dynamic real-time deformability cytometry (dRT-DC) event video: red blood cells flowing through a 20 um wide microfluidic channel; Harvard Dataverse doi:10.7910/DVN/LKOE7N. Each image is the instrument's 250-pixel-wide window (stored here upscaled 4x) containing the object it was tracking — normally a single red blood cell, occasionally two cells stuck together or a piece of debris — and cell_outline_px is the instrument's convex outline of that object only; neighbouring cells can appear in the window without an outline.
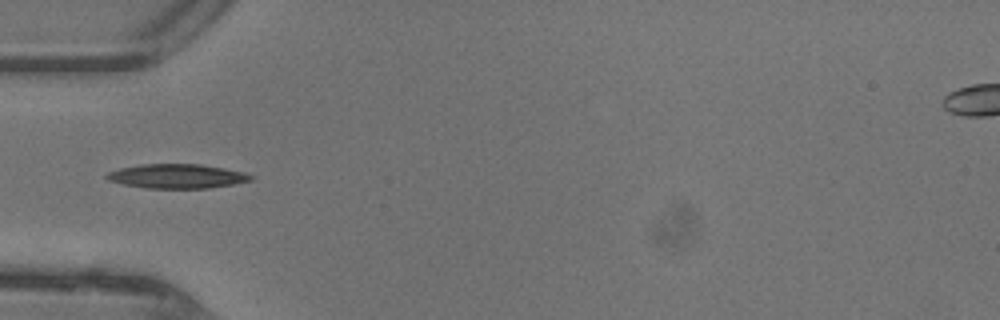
{"species": "common noctule bat (a hibernating species)", "species_latin": "Nyctalus noctula", "temperature_condition": "warm", "stored_images_in_passage": 34, "camera_frame_rate_fps": 3000, "um_per_image_px": 0.085, "animal": {"sex": "female"}, "frame": {"image": 1, "passage_image": 3, "time_ms": 0.667, "image_size_px": [1000, 320], "cell_outline_px": [[252, 180], [232, 184], [208, 188], [148, 188], [124, 184], [108, 180], [104, 176], [108, 172], [120, 168], [144, 164], [200, 164], [224, 168], [244, 172], [252, 176]], "centroid_in_image_um": [15.03, 14.97], "position_along_channel_um": 70.0, "area_um2": 20.17}}
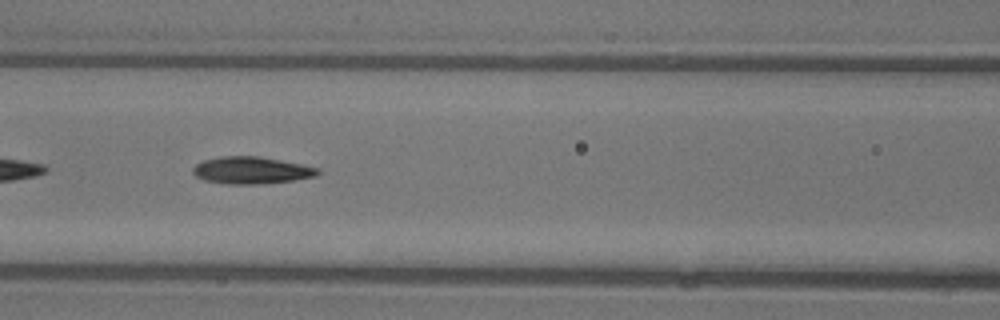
{"frame": {"image": 2, "passage_image": 8, "time_ms": 2.333, "image_size_px": [1000, 320], "cell_outline_px": [[320, 172], [316, 176], [292, 180], [256, 184], [228, 184], [204, 180], [196, 176], [192, 172], [192, 168], [196, 164], [204, 160], [220, 156], [260, 156], [320, 168]], "centroid_in_image_um": [21.35, 14.47], "position_along_channel_um": 145.3, "area_um2": 19.59}}
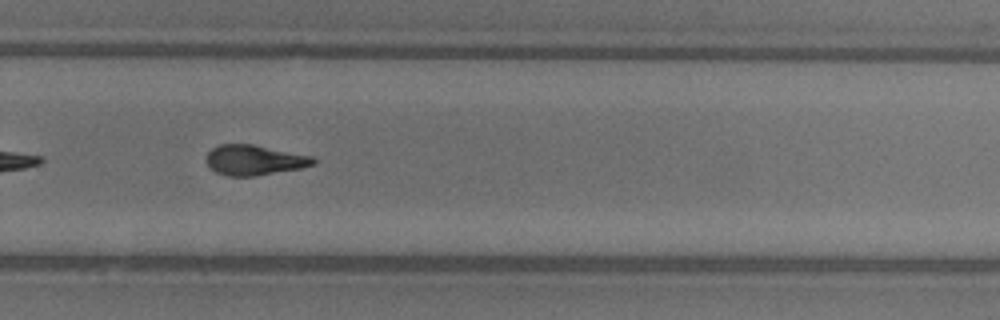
{"frame": {"image": 3, "passage_image": 19, "time_ms": 6.0, "image_size_px": [1000, 320], "cell_outline_px": [[316, 164], [300, 168], [256, 176], [228, 176], [216, 172], [204, 160], [208, 152], [212, 148], [220, 144], [252, 144], [312, 156], [316, 160]], "centroid_in_image_um": [21.61, 13.6], "position_along_channel_um": 308.2, "area_um2": 18.79}, "authors_computed_cell_mechanics": {"area_um2": 19.0451, "velocity_mm_per_s": 4.4685, "shape_relaxation_time_tau1_ms": 6.4957, "shape_relaxation_time_tau2_ms": 2.491, "deformation_change_tau1": 0.2273, "deformation_change_tau2": 0.1037}}